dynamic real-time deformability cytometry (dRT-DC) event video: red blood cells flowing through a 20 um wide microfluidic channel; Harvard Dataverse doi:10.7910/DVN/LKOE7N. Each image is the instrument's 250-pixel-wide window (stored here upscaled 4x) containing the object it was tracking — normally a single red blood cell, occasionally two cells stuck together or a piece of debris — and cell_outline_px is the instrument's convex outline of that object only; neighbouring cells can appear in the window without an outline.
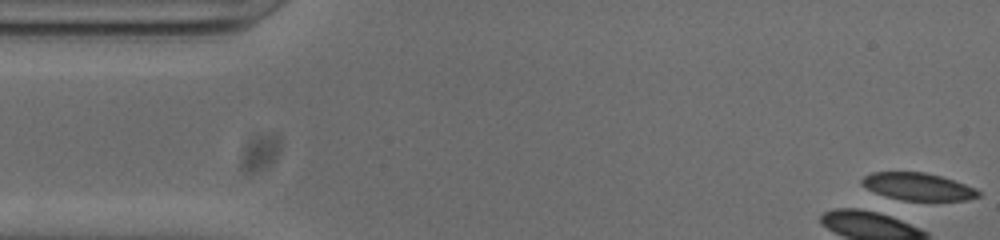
{"species": "common noctule bat (a hibernating species)", "species_latin": "Nyctalus noctula", "temperature_condition": "cold", "stored_images_in_passage": 2, "camera_frame_rate_fps": 3000, "um_per_image_px": 0.085, "animal": {"sex": "male", "body_mass_g": 20.0, "forearm_length_mm": 53.3}, "frame": {"image": 1, "passage_image": 1, "time_ms": 0.0, "image_size_px": [1000, 240], "cell_outline_px": [[980, 196], [968, 200], [904, 200], [888, 196], [876, 192], [860, 184], [860, 180], [864, 176], [872, 172], [924, 172], [940, 176], [976, 188], [980, 192]], "centroid_in_image_um": [78.03, 15.85], "position_along_channel_um": 7.0, "area_um2": 18.32}}